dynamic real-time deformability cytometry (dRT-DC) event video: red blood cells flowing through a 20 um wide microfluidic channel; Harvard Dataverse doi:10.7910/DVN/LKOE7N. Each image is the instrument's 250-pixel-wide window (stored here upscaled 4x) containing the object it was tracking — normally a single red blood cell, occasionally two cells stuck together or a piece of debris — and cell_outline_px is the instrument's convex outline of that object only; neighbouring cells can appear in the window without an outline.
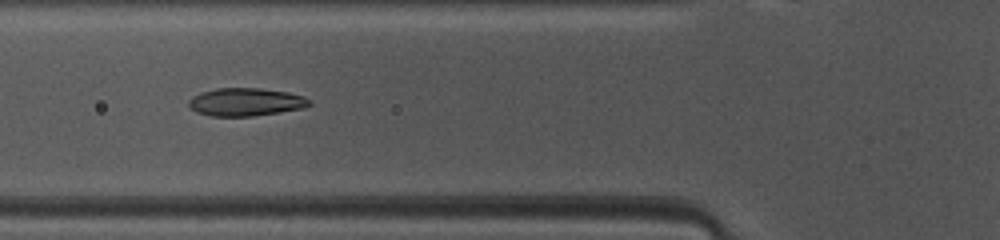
{"species": "common noctule bat (a hibernating species)", "species_latin": "Nyctalus noctula", "temperature_condition": "warm", "stored_images_in_passage": 47, "camera_frame_rate_fps": 3000, "um_per_image_px": 0.085, "animal": {"sex": "female", "body_mass_g": 10.0, "forearm_length_mm": 53.1}, "frame": {"image": 1, "passage_image": 16, "time_ms": 5.0, "image_size_px": [1000, 240], "cell_outline_px": [[312, 104], [304, 108], [280, 112], [252, 116], [212, 116], [196, 112], [188, 104], [188, 100], [192, 96], [200, 92], [216, 88], [260, 88], [288, 92], [304, 96], [312, 100]], "centroid_in_image_um": [20.91, 8.66], "position_along_channel_um": 104.9, "area_um2": 19.83}}
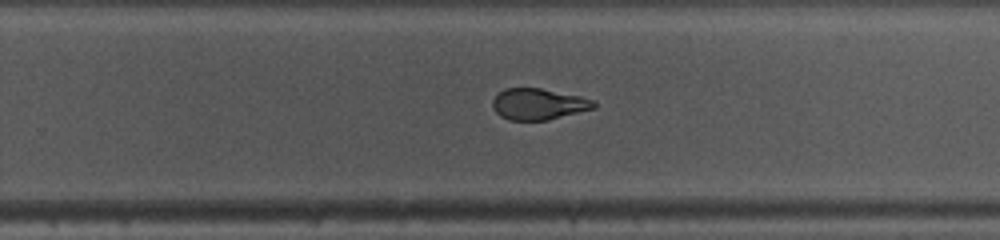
{"frame": {"image": 2, "passage_image": 29, "time_ms": 9.333, "image_size_px": [1000, 240], "cell_outline_px": [[596, 108], [548, 120], [508, 120], [500, 116], [496, 112], [492, 104], [492, 100], [504, 88], [540, 88], [580, 96], [596, 100]], "centroid_in_image_um": [45.79, 8.85], "position_along_channel_um": 284.0, "area_um2": 18.5}}
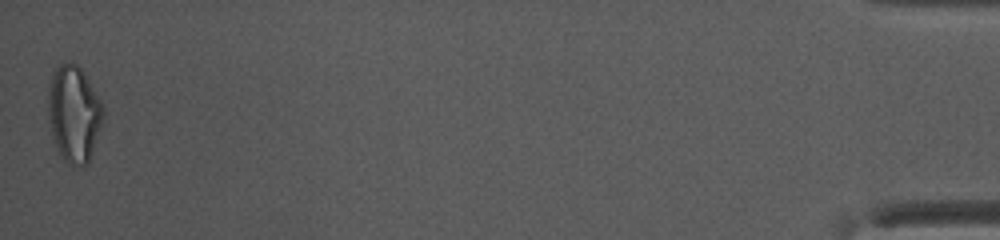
{"frame": {"image": 3, "passage_image": 47, "time_ms": 15.333, "image_size_px": [1000, 240], "cell_outline_px": [[104, 112], [88, 164], [68, 164], [64, 160], [56, 144], [52, 132], [48, 116], [48, 88], [52, 72], [60, 64], [76, 64], [84, 72], [104, 104]], "centroid_in_image_um": [6.28, 9.62], "position_along_channel_um": 428.9, "area_um2": 30.4}, "authors_computed_cell_mechanics": {"area_um2": 19.941, "velocity_mm_per_s": 4.1279, "shape_relaxation_time_tau1_ms": 6.8435, "shape_relaxation_time_tau2_ms": 1.4001, "deformation_change_tau1": 0.1903, "deformation_change_tau2": 0.0754}}